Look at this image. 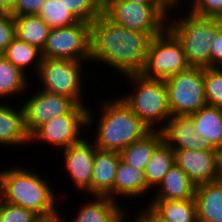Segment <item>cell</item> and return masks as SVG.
<instances>
[{
    "label": "cell",
    "instance_id": "obj_13",
    "mask_svg": "<svg viewBox=\"0 0 222 222\" xmlns=\"http://www.w3.org/2000/svg\"><path fill=\"white\" fill-rule=\"evenodd\" d=\"M96 149L95 144L84 137L80 142L61 150V154L64 155V169L66 168L70 182L74 184L76 190H81L84 195L89 194V197Z\"/></svg>",
    "mask_w": 222,
    "mask_h": 222
},
{
    "label": "cell",
    "instance_id": "obj_41",
    "mask_svg": "<svg viewBox=\"0 0 222 222\" xmlns=\"http://www.w3.org/2000/svg\"><path fill=\"white\" fill-rule=\"evenodd\" d=\"M171 7H182L184 6L183 5V2L185 4L186 0H165Z\"/></svg>",
    "mask_w": 222,
    "mask_h": 222
},
{
    "label": "cell",
    "instance_id": "obj_27",
    "mask_svg": "<svg viewBox=\"0 0 222 222\" xmlns=\"http://www.w3.org/2000/svg\"><path fill=\"white\" fill-rule=\"evenodd\" d=\"M14 20L16 37L42 51L51 30L48 24L38 15H16Z\"/></svg>",
    "mask_w": 222,
    "mask_h": 222
},
{
    "label": "cell",
    "instance_id": "obj_21",
    "mask_svg": "<svg viewBox=\"0 0 222 222\" xmlns=\"http://www.w3.org/2000/svg\"><path fill=\"white\" fill-rule=\"evenodd\" d=\"M195 184L188 175L174 163L162 182L153 191L150 200H188L194 199Z\"/></svg>",
    "mask_w": 222,
    "mask_h": 222
},
{
    "label": "cell",
    "instance_id": "obj_16",
    "mask_svg": "<svg viewBox=\"0 0 222 222\" xmlns=\"http://www.w3.org/2000/svg\"><path fill=\"white\" fill-rule=\"evenodd\" d=\"M11 102L0 101V146H29L30 136L25 128L22 103L14 107Z\"/></svg>",
    "mask_w": 222,
    "mask_h": 222
},
{
    "label": "cell",
    "instance_id": "obj_33",
    "mask_svg": "<svg viewBox=\"0 0 222 222\" xmlns=\"http://www.w3.org/2000/svg\"><path fill=\"white\" fill-rule=\"evenodd\" d=\"M38 218L33 211L6 202L0 212V222H34Z\"/></svg>",
    "mask_w": 222,
    "mask_h": 222
},
{
    "label": "cell",
    "instance_id": "obj_28",
    "mask_svg": "<svg viewBox=\"0 0 222 222\" xmlns=\"http://www.w3.org/2000/svg\"><path fill=\"white\" fill-rule=\"evenodd\" d=\"M174 163V151L163 141L152 153L144 170L147 185L151 190L159 186Z\"/></svg>",
    "mask_w": 222,
    "mask_h": 222
},
{
    "label": "cell",
    "instance_id": "obj_29",
    "mask_svg": "<svg viewBox=\"0 0 222 222\" xmlns=\"http://www.w3.org/2000/svg\"><path fill=\"white\" fill-rule=\"evenodd\" d=\"M37 15L41 17L51 29L66 27L79 22L66 7L63 0H45Z\"/></svg>",
    "mask_w": 222,
    "mask_h": 222
},
{
    "label": "cell",
    "instance_id": "obj_10",
    "mask_svg": "<svg viewBox=\"0 0 222 222\" xmlns=\"http://www.w3.org/2000/svg\"><path fill=\"white\" fill-rule=\"evenodd\" d=\"M88 108V105H77L69 114L54 117L46 122L30 136V146H34V143L41 145L42 142L61 151L80 142L85 137L86 131L83 129H88Z\"/></svg>",
    "mask_w": 222,
    "mask_h": 222
},
{
    "label": "cell",
    "instance_id": "obj_39",
    "mask_svg": "<svg viewBox=\"0 0 222 222\" xmlns=\"http://www.w3.org/2000/svg\"><path fill=\"white\" fill-rule=\"evenodd\" d=\"M142 5H169L165 0H129Z\"/></svg>",
    "mask_w": 222,
    "mask_h": 222
},
{
    "label": "cell",
    "instance_id": "obj_18",
    "mask_svg": "<svg viewBox=\"0 0 222 222\" xmlns=\"http://www.w3.org/2000/svg\"><path fill=\"white\" fill-rule=\"evenodd\" d=\"M82 204L73 219L66 222H126L128 219L126 207L123 209L108 196H91V200L86 199Z\"/></svg>",
    "mask_w": 222,
    "mask_h": 222
},
{
    "label": "cell",
    "instance_id": "obj_36",
    "mask_svg": "<svg viewBox=\"0 0 222 222\" xmlns=\"http://www.w3.org/2000/svg\"><path fill=\"white\" fill-rule=\"evenodd\" d=\"M210 67H222V26L218 29L217 37L212 43Z\"/></svg>",
    "mask_w": 222,
    "mask_h": 222
},
{
    "label": "cell",
    "instance_id": "obj_22",
    "mask_svg": "<svg viewBox=\"0 0 222 222\" xmlns=\"http://www.w3.org/2000/svg\"><path fill=\"white\" fill-rule=\"evenodd\" d=\"M146 207L163 222H198L195 199L150 200Z\"/></svg>",
    "mask_w": 222,
    "mask_h": 222
},
{
    "label": "cell",
    "instance_id": "obj_32",
    "mask_svg": "<svg viewBox=\"0 0 222 222\" xmlns=\"http://www.w3.org/2000/svg\"><path fill=\"white\" fill-rule=\"evenodd\" d=\"M185 5L183 9L196 16L222 19V0H186Z\"/></svg>",
    "mask_w": 222,
    "mask_h": 222
},
{
    "label": "cell",
    "instance_id": "obj_6",
    "mask_svg": "<svg viewBox=\"0 0 222 222\" xmlns=\"http://www.w3.org/2000/svg\"><path fill=\"white\" fill-rule=\"evenodd\" d=\"M170 5H142L129 0H103V14L113 23L151 38L167 28Z\"/></svg>",
    "mask_w": 222,
    "mask_h": 222
},
{
    "label": "cell",
    "instance_id": "obj_15",
    "mask_svg": "<svg viewBox=\"0 0 222 222\" xmlns=\"http://www.w3.org/2000/svg\"><path fill=\"white\" fill-rule=\"evenodd\" d=\"M175 163L195 186L219 180L215 149L205 151L173 150Z\"/></svg>",
    "mask_w": 222,
    "mask_h": 222
},
{
    "label": "cell",
    "instance_id": "obj_9",
    "mask_svg": "<svg viewBox=\"0 0 222 222\" xmlns=\"http://www.w3.org/2000/svg\"><path fill=\"white\" fill-rule=\"evenodd\" d=\"M164 81L168 90L171 116H189L207 105L202 67L190 66Z\"/></svg>",
    "mask_w": 222,
    "mask_h": 222
},
{
    "label": "cell",
    "instance_id": "obj_4",
    "mask_svg": "<svg viewBox=\"0 0 222 222\" xmlns=\"http://www.w3.org/2000/svg\"><path fill=\"white\" fill-rule=\"evenodd\" d=\"M184 10L181 14L182 6L172 7L167 19V29L180 42L190 66L209 68L212 43L217 37L218 29L222 26V19L200 17Z\"/></svg>",
    "mask_w": 222,
    "mask_h": 222
},
{
    "label": "cell",
    "instance_id": "obj_24",
    "mask_svg": "<svg viewBox=\"0 0 222 222\" xmlns=\"http://www.w3.org/2000/svg\"><path fill=\"white\" fill-rule=\"evenodd\" d=\"M162 142L161 130H152L144 138L122 149L120 151L121 159L135 169L144 171L152 153Z\"/></svg>",
    "mask_w": 222,
    "mask_h": 222
},
{
    "label": "cell",
    "instance_id": "obj_25",
    "mask_svg": "<svg viewBox=\"0 0 222 222\" xmlns=\"http://www.w3.org/2000/svg\"><path fill=\"white\" fill-rule=\"evenodd\" d=\"M28 77V74L26 75L0 54V101L11 102L12 96L15 100L16 96L27 93L31 84L29 79H32Z\"/></svg>",
    "mask_w": 222,
    "mask_h": 222
},
{
    "label": "cell",
    "instance_id": "obj_31",
    "mask_svg": "<svg viewBox=\"0 0 222 222\" xmlns=\"http://www.w3.org/2000/svg\"><path fill=\"white\" fill-rule=\"evenodd\" d=\"M66 7L79 20L92 23L103 13V0H63Z\"/></svg>",
    "mask_w": 222,
    "mask_h": 222
},
{
    "label": "cell",
    "instance_id": "obj_19",
    "mask_svg": "<svg viewBox=\"0 0 222 222\" xmlns=\"http://www.w3.org/2000/svg\"><path fill=\"white\" fill-rule=\"evenodd\" d=\"M152 191L147 185L144 171L135 169L120 159L114 180V200L119 202L120 197L124 200L125 198L130 200L132 198V201L136 198L139 200Z\"/></svg>",
    "mask_w": 222,
    "mask_h": 222
},
{
    "label": "cell",
    "instance_id": "obj_34",
    "mask_svg": "<svg viewBox=\"0 0 222 222\" xmlns=\"http://www.w3.org/2000/svg\"><path fill=\"white\" fill-rule=\"evenodd\" d=\"M16 37L14 16L10 12L0 11V54Z\"/></svg>",
    "mask_w": 222,
    "mask_h": 222
},
{
    "label": "cell",
    "instance_id": "obj_1",
    "mask_svg": "<svg viewBox=\"0 0 222 222\" xmlns=\"http://www.w3.org/2000/svg\"><path fill=\"white\" fill-rule=\"evenodd\" d=\"M150 40L148 34L117 25L102 13L91 23V61H99V66L105 64L122 76L139 74Z\"/></svg>",
    "mask_w": 222,
    "mask_h": 222
},
{
    "label": "cell",
    "instance_id": "obj_42",
    "mask_svg": "<svg viewBox=\"0 0 222 222\" xmlns=\"http://www.w3.org/2000/svg\"><path fill=\"white\" fill-rule=\"evenodd\" d=\"M6 169L1 168L0 170V196H4L3 188H4V176Z\"/></svg>",
    "mask_w": 222,
    "mask_h": 222
},
{
    "label": "cell",
    "instance_id": "obj_8",
    "mask_svg": "<svg viewBox=\"0 0 222 222\" xmlns=\"http://www.w3.org/2000/svg\"><path fill=\"white\" fill-rule=\"evenodd\" d=\"M189 67L180 42L166 28L151 38L145 64L139 74L146 79L165 80Z\"/></svg>",
    "mask_w": 222,
    "mask_h": 222
},
{
    "label": "cell",
    "instance_id": "obj_11",
    "mask_svg": "<svg viewBox=\"0 0 222 222\" xmlns=\"http://www.w3.org/2000/svg\"><path fill=\"white\" fill-rule=\"evenodd\" d=\"M42 57L91 61V24L79 21L70 26L51 29Z\"/></svg>",
    "mask_w": 222,
    "mask_h": 222
},
{
    "label": "cell",
    "instance_id": "obj_30",
    "mask_svg": "<svg viewBox=\"0 0 222 222\" xmlns=\"http://www.w3.org/2000/svg\"><path fill=\"white\" fill-rule=\"evenodd\" d=\"M207 105L222 108V67L203 68Z\"/></svg>",
    "mask_w": 222,
    "mask_h": 222
},
{
    "label": "cell",
    "instance_id": "obj_7",
    "mask_svg": "<svg viewBox=\"0 0 222 222\" xmlns=\"http://www.w3.org/2000/svg\"><path fill=\"white\" fill-rule=\"evenodd\" d=\"M84 62L87 65L89 63V61L43 58L37 78L34 79L40 81L41 90L50 94L64 95L72 98L78 105H86L82 98L84 97L82 93H85L83 88L86 87L83 85L86 75L82 72L85 71Z\"/></svg>",
    "mask_w": 222,
    "mask_h": 222
},
{
    "label": "cell",
    "instance_id": "obj_20",
    "mask_svg": "<svg viewBox=\"0 0 222 222\" xmlns=\"http://www.w3.org/2000/svg\"><path fill=\"white\" fill-rule=\"evenodd\" d=\"M198 222H222V179L196 186Z\"/></svg>",
    "mask_w": 222,
    "mask_h": 222
},
{
    "label": "cell",
    "instance_id": "obj_37",
    "mask_svg": "<svg viewBox=\"0 0 222 222\" xmlns=\"http://www.w3.org/2000/svg\"><path fill=\"white\" fill-rule=\"evenodd\" d=\"M136 222H163L158 219L146 206L135 215Z\"/></svg>",
    "mask_w": 222,
    "mask_h": 222
},
{
    "label": "cell",
    "instance_id": "obj_14",
    "mask_svg": "<svg viewBox=\"0 0 222 222\" xmlns=\"http://www.w3.org/2000/svg\"><path fill=\"white\" fill-rule=\"evenodd\" d=\"M194 121L190 116L173 115L161 129L163 141L172 150H212L211 145L196 133Z\"/></svg>",
    "mask_w": 222,
    "mask_h": 222
},
{
    "label": "cell",
    "instance_id": "obj_23",
    "mask_svg": "<svg viewBox=\"0 0 222 222\" xmlns=\"http://www.w3.org/2000/svg\"><path fill=\"white\" fill-rule=\"evenodd\" d=\"M189 116L194 121L196 133L215 149L222 142V108L205 105Z\"/></svg>",
    "mask_w": 222,
    "mask_h": 222
},
{
    "label": "cell",
    "instance_id": "obj_5",
    "mask_svg": "<svg viewBox=\"0 0 222 222\" xmlns=\"http://www.w3.org/2000/svg\"><path fill=\"white\" fill-rule=\"evenodd\" d=\"M123 78L127 82L129 80L132 90L119 97L151 130H161L171 117L165 81L146 79L140 74H130Z\"/></svg>",
    "mask_w": 222,
    "mask_h": 222
},
{
    "label": "cell",
    "instance_id": "obj_17",
    "mask_svg": "<svg viewBox=\"0 0 222 222\" xmlns=\"http://www.w3.org/2000/svg\"><path fill=\"white\" fill-rule=\"evenodd\" d=\"M120 159V152L96 149L91 196H108L114 200V180Z\"/></svg>",
    "mask_w": 222,
    "mask_h": 222
},
{
    "label": "cell",
    "instance_id": "obj_40",
    "mask_svg": "<svg viewBox=\"0 0 222 222\" xmlns=\"http://www.w3.org/2000/svg\"><path fill=\"white\" fill-rule=\"evenodd\" d=\"M14 4L15 0H0V11L10 12Z\"/></svg>",
    "mask_w": 222,
    "mask_h": 222
},
{
    "label": "cell",
    "instance_id": "obj_12",
    "mask_svg": "<svg viewBox=\"0 0 222 222\" xmlns=\"http://www.w3.org/2000/svg\"><path fill=\"white\" fill-rule=\"evenodd\" d=\"M38 90L22 101L25 128L29 136L54 117L69 114L78 105L67 96Z\"/></svg>",
    "mask_w": 222,
    "mask_h": 222
},
{
    "label": "cell",
    "instance_id": "obj_43",
    "mask_svg": "<svg viewBox=\"0 0 222 222\" xmlns=\"http://www.w3.org/2000/svg\"><path fill=\"white\" fill-rule=\"evenodd\" d=\"M66 217L62 216V213L60 211V215L54 217L50 222H66Z\"/></svg>",
    "mask_w": 222,
    "mask_h": 222
},
{
    "label": "cell",
    "instance_id": "obj_35",
    "mask_svg": "<svg viewBox=\"0 0 222 222\" xmlns=\"http://www.w3.org/2000/svg\"><path fill=\"white\" fill-rule=\"evenodd\" d=\"M45 0H15L10 13L16 15H37Z\"/></svg>",
    "mask_w": 222,
    "mask_h": 222
},
{
    "label": "cell",
    "instance_id": "obj_44",
    "mask_svg": "<svg viewBox=\"0 0 222 222\" xmlns=\"http://www.w3.org/2000/svg\"><path fill=\"white\" fill-rule=\"evenodd\" d=\"M54 217H39L34 222H50Z\"/></svg>",
    "mask_w": 222,
    "mask_h": 222
},
{
    "label": "cell",
    "instance_id": "obj_45",
    "mask_svg": "<svg viewBox=\"0 0 222 222\" xmlns=\"http://www.w3.org/2000/svg\"><path fill=\"white\" fill-rule=\"evenodd\" d=\"M4 203H5L4 196H0V212L2 210V207H3Z\"/></svg>",
    "mask_w": 222,
    "mask_h": 222
},
{
    "label": "cell",
    "instance_id": "obj_38",
    "mask_svg": "<svg viewBox=\"0 0 222 222\" xmlns=\"http://www.w3.org/2000/svg\"><path fill=\"white\" fill-rule=\"evenodd\" d=\"M217 171L219 178L222 179V142L215 148Z\"/></svg>",
    "mask_w": 222,
    "mask_h": 222
},
{
    "label": "cell",
    "instance_id": "obj_3",
    "mask_svg": "<svg viewBox=\"0 0 222 222\" xmlns=\"http://www.w3.org/2000/svg\"><path fill=\"white\" fill-rule=\"evenodd\" d=\"M13 166L7 167L5 171L3 188L5 202L29 209L39 217L60 215L58 205L61 199L58 197L63 198L64 195L58 196V193H55L49 183V177L45 179L32 169L16 164Z\"/></svg>",
    "mask_w": 222,
    "mask_h": 222
},
{
    "label": "cell",
    "instance_id": "obj_26",
    "mask_svg": "<svg viewBox=\"0 0 222 222\" xmlns=\"http://www.w3.org/2000/svg\"><path fill=\"white\" fill-rule=\"evenodd\" d=\"M2 55L24 73L29 71V75L32 73L37 75L43 59L40 49L21 41L17 37L7 46ZM31 71L33 72L31 73Z\"/></svg>",
    "mask_w": 222,
    "mask_h": 222
},
{
    "label": "cell",
    "instance_id": "obj_2",
    "mask_svg": "<svg viewBox=\"0 0 222 222\" xmlns=\"http://www.w3.org/2000/svg\"><path fill=\"white\" fill-rule=\"evenodd\" d=\"M99 106L102 109L99 108L101 113L97 121L94 114L96 111L91 110V106L87 113V128L97 125L93 143L98 149L120 152L152 131L131 111L118 94L114 99L103 100Z\"/></svg>",
    "mask_w": 222,
    "mask_h": 222
}]
</instances>
